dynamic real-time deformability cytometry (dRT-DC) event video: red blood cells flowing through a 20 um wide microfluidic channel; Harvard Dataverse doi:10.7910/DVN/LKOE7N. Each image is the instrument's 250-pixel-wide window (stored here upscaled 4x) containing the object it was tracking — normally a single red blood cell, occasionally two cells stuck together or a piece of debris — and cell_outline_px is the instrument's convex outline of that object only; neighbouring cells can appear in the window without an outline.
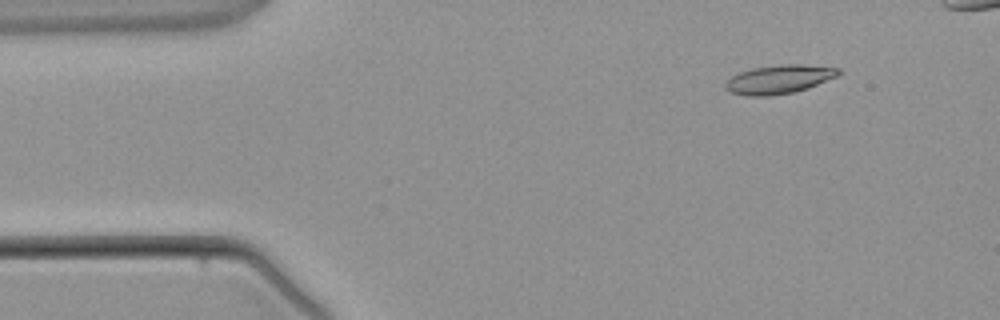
{"species": "common noctule bat (a hibernating species)", "species_latin": "Nyctalus noctula", "temperature_condition": "warm", "stored_images_in_passage": 4, "camera_frame_rate_fps": 3000, "um_per_image_px": 0.085, "animal": {"sex": "male", "body_mass_g": 21.5, "forearm_length_mm": 52.0}, "frame": {"image": 1, "passage_image": 2, "time_ms": 1.0, "image_size_px": [1000, 320], "cell_outline_px": [[840, 72], [836, 76], [808, 88], [792, 92], [768, 96], [748, 96], [728, 92], [724, 88], [724, 84], [732, 76], [740, 72], [752, 68], [780, 64], [800, 64], [840, 68]], "centroid_in_image_um": [66.17, 6.74], "position_along_channel_um": 18.8, "area_um2": 18.84}}